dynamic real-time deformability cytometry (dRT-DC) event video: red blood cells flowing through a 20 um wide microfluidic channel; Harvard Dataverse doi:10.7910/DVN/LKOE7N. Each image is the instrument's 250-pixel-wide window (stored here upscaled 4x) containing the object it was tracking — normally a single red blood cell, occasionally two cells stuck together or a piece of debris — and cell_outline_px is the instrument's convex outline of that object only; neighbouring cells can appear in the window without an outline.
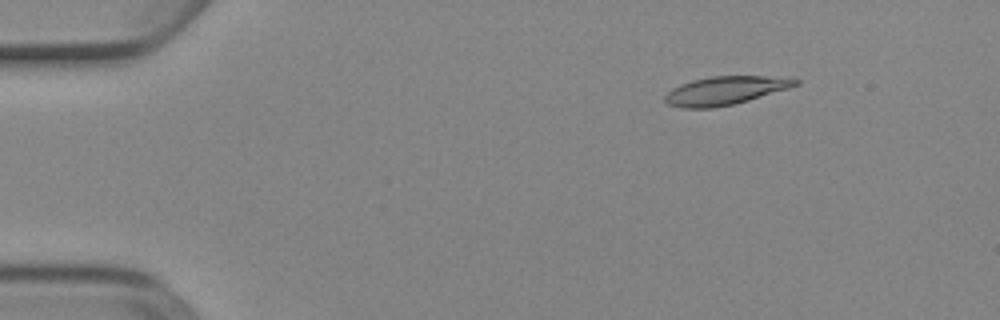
{"species": "Egyptian fruit bat (a non-hibernating species)", "species_latin": "Rousettus aegyptiacus", "temperature_condition": "cold", "stored_images_in_passage": 4, "camera_frame_rate_fps": 3000, "um_per_image_px": 0.085, "animal": {"sex": "female"}, "frame": {"image": 1, "passage_image": 2, "time_ms": 0.333, "image_size_px": [1000, 320], "cell_outline_px": [[800, 84], [788, 88], [748, 100], [732, 104], [712, 108], [684, 108], [668, 104], [664, 100], [664, 96], [672, 88], [680, 84], [692, 80], [712, 76], [788, 76], [800, 80]], "centroid_in_image_um": [61.67, 7.68], "position_along_channel_um": 23.3, "area_um2": 21.62}}